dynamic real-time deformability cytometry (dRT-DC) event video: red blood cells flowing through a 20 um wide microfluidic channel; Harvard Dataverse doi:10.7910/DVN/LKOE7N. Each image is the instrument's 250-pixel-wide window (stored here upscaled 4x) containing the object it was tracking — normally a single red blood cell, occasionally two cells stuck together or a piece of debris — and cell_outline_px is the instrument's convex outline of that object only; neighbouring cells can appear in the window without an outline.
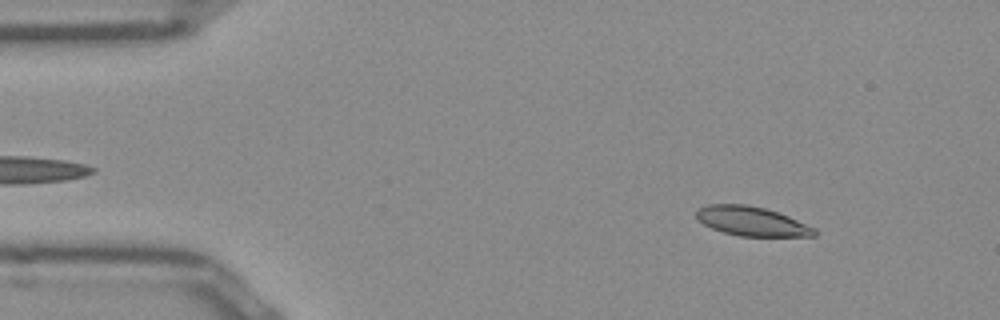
{"species": "Egyptian fruit bat (a non-hibernating species)", "species_latin": "Rousettus aegyptiacus", "temperature_condition": "room temperature", "stored_images_in_passage": 51, "camera_frame_rate_fps": 3000, "um_per_image_px": 0.085, "frame": {"image": 1, "passage_image": 6, "time_ms": 1.667, "image_size_px": [1000, 320], "cell_outline_px": [[816, 236], [740, 236], [724, 232], [712, 228], [704, 224], [696, 216], [696, 212], [700, 208], [708, 204], [748, 204], [764, 208], [788, 216], [816, 228]], "centroid_in_image_um": [63.91, 18.8], "position_along_channel_um": 21.1, "area_um2": 19.94}}
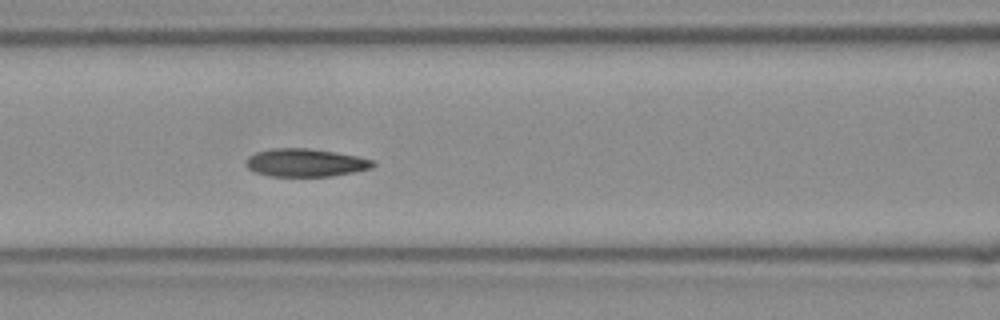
{"frame": {"image": 2, "passage_image": 21, "time_ms": 6.667, "image_size_px": [1000, 320], "cell_outline_px": [[376, 164], [372, 168], [332, 176], [272, 176], [256, 172], [248, 168], [244, 164], [248, 156], [256, 152], [272, 148], [308, 148], [336, 152], [376, 160]], "centroid_in_image_um": [25.97, 13.82], "position_along_channel_um": 140.6, "area_um2": 20.75}}
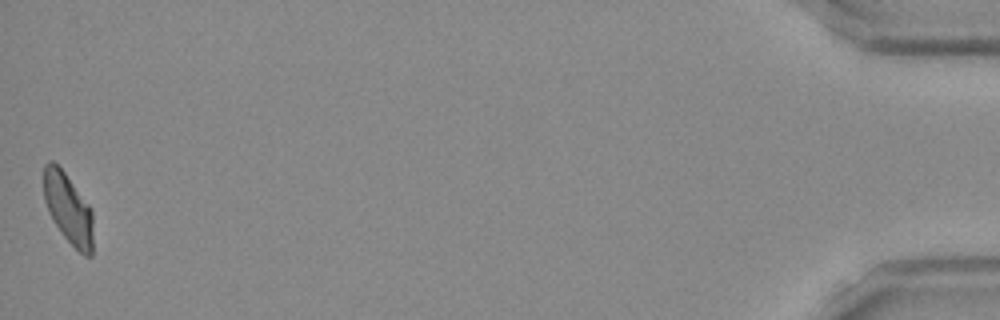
{"frame": {"image": 3, "passage_image": 51, "time_ms": 16.667, "image_size_px": [1000, 320], "cell_outline_px": [[92, 256], [84, 256], [64, 236], [56, 224], [44, 200], [44, 164], [52, 160], [64, 172], [88, 204], [92, 212]], "centroid_in_image_um": [5.8, 17.72], "position_along_channel_um": 429.4, "area_um2": 19.65}, "authors_computed_cell_mechanics": {"area_um2": 20.7502, "velocity_mm_per_s": 3.8947, "shape_relaxation_time_tau1_ms": 8.0001, "shape_relaxation_time_tau2_ms": 2.3699, "deformation_change_tau1": 0.1743, "deformation_change_tau2": 0.0817}}